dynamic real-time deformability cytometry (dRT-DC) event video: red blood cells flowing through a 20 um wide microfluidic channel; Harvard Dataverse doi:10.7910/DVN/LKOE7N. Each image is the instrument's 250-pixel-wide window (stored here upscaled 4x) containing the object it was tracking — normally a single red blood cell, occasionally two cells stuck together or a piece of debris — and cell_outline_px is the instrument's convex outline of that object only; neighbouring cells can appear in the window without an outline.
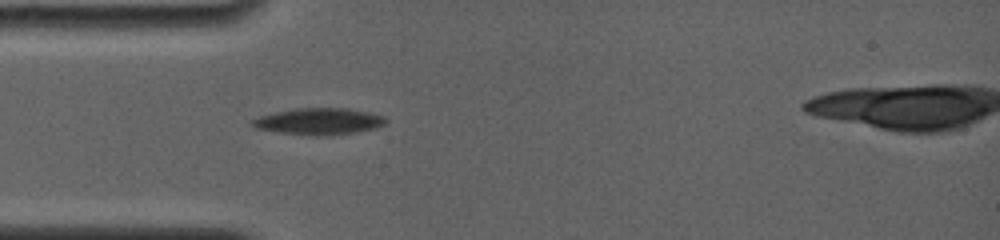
{"species": "common noctule bat (a hibernating species)", "species_latin": "Nyctalus noctula", "temperature_condition": "room temperature", "stored_images_in_passage": 40, "camera_frame_rate_fps": 4000, "um_per_image_px": 0.085, "animal": {"sex": "female", "body_mass_g": 19.0, "forearm_length_mm": 56.7}, "frame": {"image": 1, "passage_image": 1, "time_ms": 0.0, "image_size_px": [1000, 240], "cell_outline_px": [[388, 120], [384, 124], [376, 128], [328, 136], [280, 132], [256, 128], [252, 124], [252, 120], [260, 116], [276, 112], [296, 108], [344, 108], [368, 112], [384, 116]], "centroid_in_image_um": [27.14, 10.3], "position_along_channel_um": 57.9, "area_um2": 20.23}}
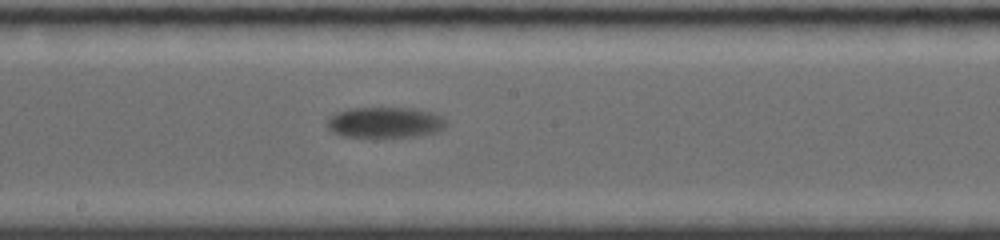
{"frame": {"image": 2, "passage_image": 20, "time_ms": 4.5, "image_size_px": [1000, 240], "cell_outline_px": [[444, 128], [436, 132], [416, 136], [344, 136], [332, 132], [328, 128], [328, 120], [336, 112], [348, 108], [412, 108], [432, 112], [444, 120]], "centroid_in_image_um": [32.7, 10.39], "position_along_channel_um": 215.5, "area_um2": 20.87}}
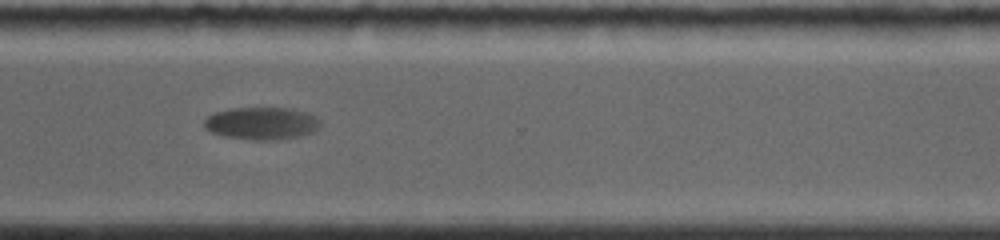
{"frame": {"image": 3, "passage_image": 36, "time_ms": 8.25, "image_size_px": [1000, 240], "cell_outline_px": [[320, 124], [312, 132], [300, 136], [268, 140], [252, 140], [224, 136], [212, 132], [204, 128], [204, 120], [208, 116], [216, 112], [232, 108], [292, 108], [308, 112], [316, 116], [320, 120]], "centroid_in_image_um": [22.24, 10.47], "position_along_channel_um": 348.4, "area_um2": 21.91}}